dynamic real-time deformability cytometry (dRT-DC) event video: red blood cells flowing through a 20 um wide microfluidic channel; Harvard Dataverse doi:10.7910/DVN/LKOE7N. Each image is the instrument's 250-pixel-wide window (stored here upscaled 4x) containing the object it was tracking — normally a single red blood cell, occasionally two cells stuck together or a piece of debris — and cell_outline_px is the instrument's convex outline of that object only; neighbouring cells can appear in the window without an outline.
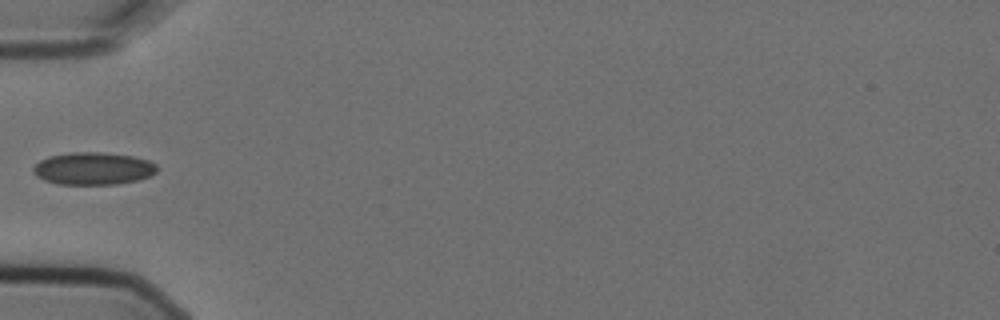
{"species": "Egyptian fruit bat (a non-hibernating species)", "species_latin": "Rousettus aegyptiacus", "temperature_condition": "cold", "stored_images_in_passage": 4, "camera_frame_rate_fps": 3000, "um_per_image_px": 0.085, "animal": {"sex": "female"}, "frame": {"image": 1, "passage_image": 4, "time_ms": 1.0, "image_size_px": [1000, 320], "cell_outline_px": [[156, 172], [148, 176], [136, 180], [116, 184], [56, 184], [44, 180], [36, 176], [32, 172], [32, 168], [40, 160], [48, 156], [72, 152], [100, 152], [132, 156], [148, 160], [156, 164]], "centroid_in_image_um": [7.87, 14.32], "position_along_channel_um": 77.1, "area_um2": 23.35}}